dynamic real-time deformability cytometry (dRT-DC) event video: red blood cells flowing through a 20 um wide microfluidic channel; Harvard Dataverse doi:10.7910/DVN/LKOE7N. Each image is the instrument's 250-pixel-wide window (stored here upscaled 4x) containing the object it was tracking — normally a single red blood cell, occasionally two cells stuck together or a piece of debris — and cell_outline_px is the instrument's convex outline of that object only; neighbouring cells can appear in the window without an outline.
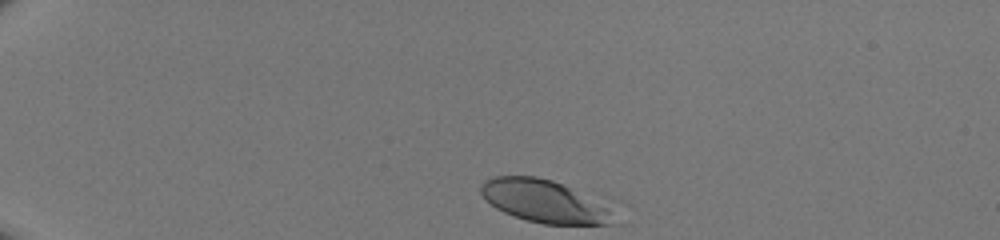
{"species": "human", "species_latin": "Homo sapiens", "temperature_condition": "room temperature", "stored_images_in_passage": 33, "camera_frame_rate_fps": 3000, "um_per_image_px": 0.085, "donor": {"sex": "male"}, "frame": {"image": 1, "passage_image": 1, "time_ms": 0.0, "image_size_px": [1000, 240], "cell_outline_px": [[624, 224], [544, 224], [528, 220], [504, 212], [496, 208], [480, 192], [480, 184], [484, 180], [496, 176], [536, 176], [552, 180], [608, 196], [620, 200]], "centroid_in_image_um": [46.79, 17.11], "position_along_channel_um": 38.2, "area_um2": 36.36}}
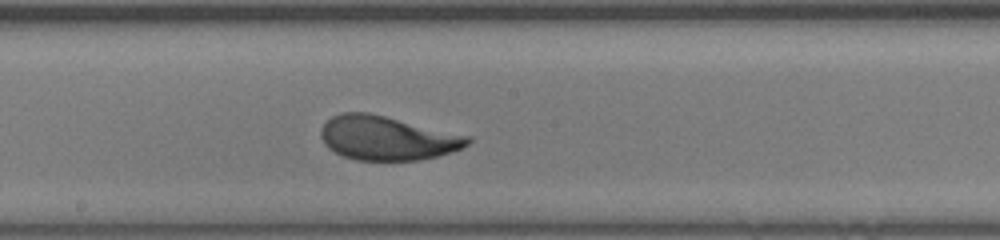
{"frame": {"image": 2, "passage_image": 19, "time_ms": 6.0, "image_size_px": [1000, 240], "cell_outline_px": [[472, 140], [468, 144], [460, 148], [436, 156], [420, 160], [356, 160], [344, 156], [328, 148], [324, 144], [320, 136], [320, 128], [332, 116], [340, 112], [368, 112], [472, 136]], "centroid_in_image_um": [32.88, 11.72], "position_along_channel_um": 215.3, "area_um2": 37.69}}
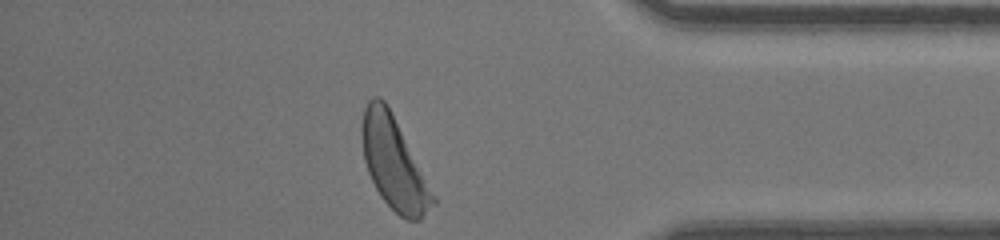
{"frame": {"image": 3, "passage_image": 33, "time_ms": 10.667, "image_size_px": [1000, 240], "cell_outline_px": [[436, 204], [420, 220], [408, 220], [400, 216], [380, 196], [368, 172], [364, 160], [360, 132], [360, 128], [364, 108], [368, 100], [372, 96], [380, 96], [384, 100], [436, 196]], "centroid_in_image_um": [33.46, 13.88], "position_along_channel_um": 401.7, "area_um2": 37.69}}